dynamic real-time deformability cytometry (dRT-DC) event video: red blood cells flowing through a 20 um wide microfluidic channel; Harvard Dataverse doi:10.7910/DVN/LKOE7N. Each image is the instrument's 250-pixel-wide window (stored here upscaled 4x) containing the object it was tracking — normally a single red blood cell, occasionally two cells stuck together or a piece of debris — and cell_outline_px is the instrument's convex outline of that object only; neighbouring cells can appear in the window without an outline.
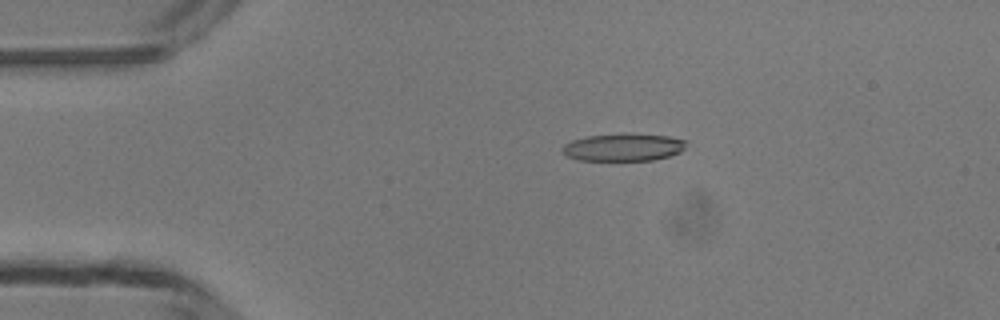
{"species": "common noctule bat (a hibernating species)", "species_latin": "Nyctalus noctula", "temperature_condition": "room temperature", "stored_images_in_passage": 40, "camera_frame_rate_fps": 3000, "um_per_image_px": 0.085, "animal": {"sex": "male", "body_mass_g": 13.3}, "frame": {"image": 1, "passage_image": 1, "time_ms": 0.0, "image_size_px": [1000, 320], "cell_outline_px": [[688, 140], [684, 148], [680, 152], [668, 156], [652, 160], [580, 160], [568, 156], [560, 152], [560, 148], [564, 144], [572, 140], [588, 136], [668, 136]], "centroid_in_image_um": [52.95, 12.56], "position_along_channel_um": 32.0, "area_um2": 19.02}}
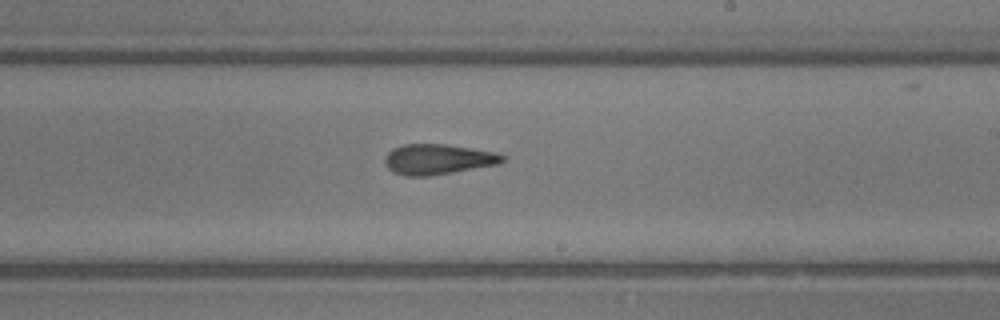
{"frame": {"image": 2, "passage_image": 20, "time_ms": 6.333, "image_size_px": [1000, 320], "cell_outline_px": [[504, 160], [500, 164], [428, 176], [404, 176], [392, 172], [384, 164], [384, 160], [388, 152], [392, 148], [404, 144], [444, 144], [496, 152], [504, 156]], "centroid_in_image_um": [37.19, 13.54], "position_along_channel_um": 251.8, "area_um2": 20.81}}
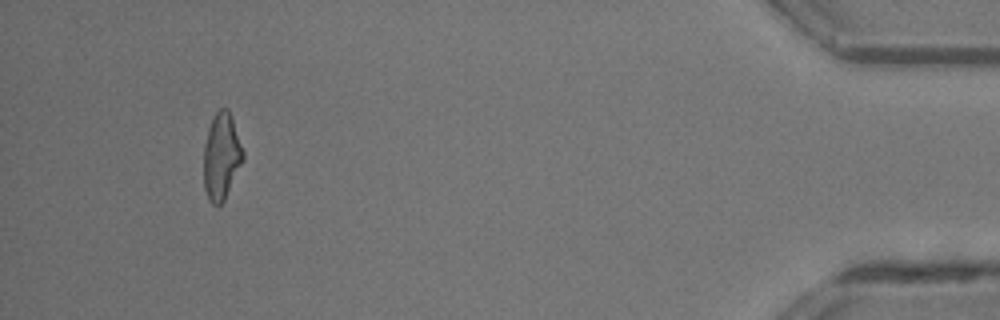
{"frame": {"image": 3, "passage_image": 37, "time_ms": 12.0, "image_size_px": [1000, 320], "cell_outline_px": [[244, 160], [224, 200], [220, 204], [212, 204], [208, 200], [204, 188], [204, 144], [208, 128], [216, 112], [220, 108], [228, 108], [232, 116], [244, 152]], "centroid_in_image_um": [18.83, 13.28], "position_along_channel_um": 416.4, "area_um2": 19.94}, "authors_computed_cell_mechanics": {"area_um2": 20.3167, "velocity_mm_per_s": 4.2083, "shape_relaxation_time_tau1_ms": 6.2002, "shape_relaxation_time_tau2_ms": 1.0824, "deformation_change_tau1": 0.1938, "deformation_change_tau2": 0.1083}}